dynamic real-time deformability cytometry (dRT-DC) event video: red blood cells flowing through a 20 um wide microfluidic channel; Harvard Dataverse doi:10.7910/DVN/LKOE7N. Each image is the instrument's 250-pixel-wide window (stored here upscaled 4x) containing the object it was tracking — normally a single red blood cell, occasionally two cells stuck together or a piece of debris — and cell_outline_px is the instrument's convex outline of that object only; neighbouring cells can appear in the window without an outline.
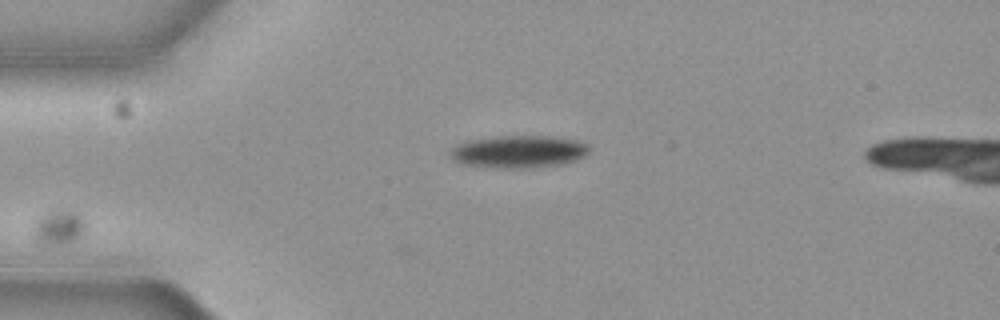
{"species": "common noctule bat (a hibernating species)", "species_latin": "Nyctalus noctula", "temperature_condition": "cold", "stored_images_in_passage": 7, "camera_frame_rate_fps": 3000, "um_per_image_px": 0.085, "animal": {"sex": "female", "body_mass_g": 19.3, "forearm_length_mm": 54.1}, "frame": {"image": 1, "passage_image": 3, "time_ms": 0.667, "image_size_px": [1000, 320], "cell_outline_px": [[84, 236], [68, 244], [44, 244], [32, 232], [32, 228], [36, 220], [40, 216], [48, 212], [60, 208], [80, 212], [84, 216]], "centroid_in_image_um": [5.06, 19.28], "position_along_channel_um": 79.9, "area_um2": 10.81}}
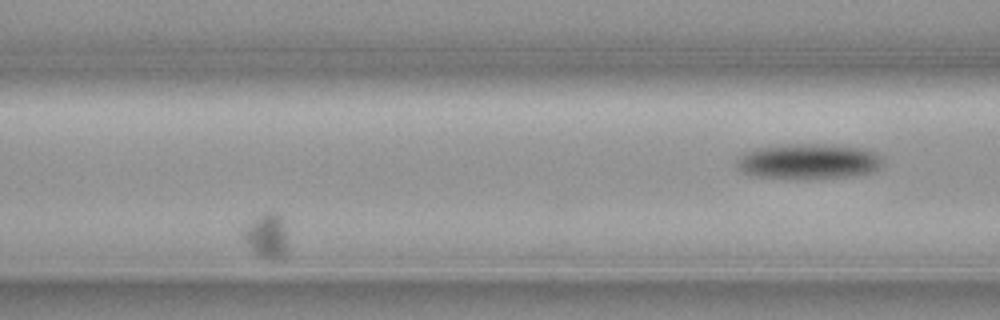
{"frame": {"image": 2, "passage_image": 5, "time_ms": 1.333, "image_size_px": [1000, 320], "cell_outline_px": [[288, 252], [280, 260], [268, 260], [256, 252], [244, 240], [244, 228], [260, 212], [272, 212], [280, 216], [284, 224], [288, 240]], "centroid_in_image_um": [22.73, 20.06], "position_along_channel_um": 143.9, "area_um2": 11.62}}